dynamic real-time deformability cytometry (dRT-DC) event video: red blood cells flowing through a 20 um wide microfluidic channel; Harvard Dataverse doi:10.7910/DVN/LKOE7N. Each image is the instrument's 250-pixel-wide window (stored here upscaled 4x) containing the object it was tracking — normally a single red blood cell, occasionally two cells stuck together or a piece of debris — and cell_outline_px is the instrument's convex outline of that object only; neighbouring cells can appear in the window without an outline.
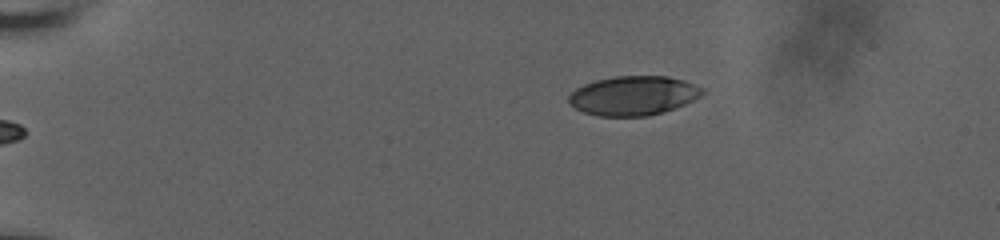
{"species": "human", "species_latin": "Homo sapiens", "temperature_condition": "room temperature", "stored_images_in_passage": 16, "camera_frame_rate_fps": 3000, "um_per_image_px": 0.085, "donor": {"sex": "male"}, "frame": {"image": 1, "passage_image": 1, "time_ms": 0.0, "image_size_px": [1000, 240], "cell_outline_px": [[704, 92], [700, 96], [684, 104], [648, 116], [596, 116], [584, 112], [568, 104], [568, 96], [576, 88], [584, 84], [596, 80], [616, 76], [668, 76], [684, 80], [704, 88]], "centroid_in_image_um": [53.81, 8.12], "position_along_channel_um": 31.2, "area_um2": 30.46}}
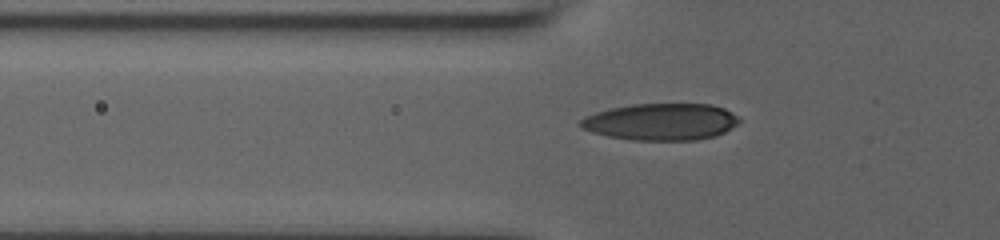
{"frame": {"image": 2, "passage_image": 12, "time_ms": 3.333, "image_size_px": [1000, 240], "cell_outline_px": [[740, 120], [736, 124], [724, 132], [716, 136], [696, 140], [632, 140], [608, 136], [592, 132], [580, 128], [576, 124], [584, 116], [596, 112], [612, 108], [632, 104], [712, 104], [724, 108], [732, 112]], "centroid_in_image_um": [56.15, 10.35], "position_along_channel_um": 69.6, "area_um2": 34.16}}
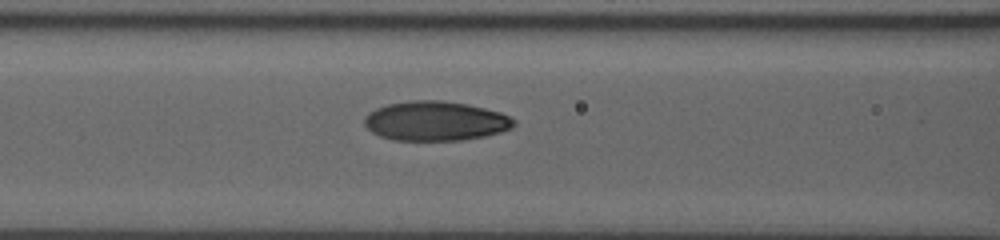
{"frame": {"image": 3, "passage_image": 16, "time_ms": 5.0, "image_size_px": [1000, 240], "cell_outline_px": [[516, 124], [512, 128], [500, 132], [484, 136], [464, 140], [392, 140], [380, 136], [372, 132], [364, 124], [364, 116], [368, 112], [376, 108], [388, 104], [412, 100], [440, 100], [468, 104], [500, 112], [516, 120]], "centroid_in_image_um": [37.01, 10.28], "position_along_channel_um": 129.6, "area_um2": 34.51}}